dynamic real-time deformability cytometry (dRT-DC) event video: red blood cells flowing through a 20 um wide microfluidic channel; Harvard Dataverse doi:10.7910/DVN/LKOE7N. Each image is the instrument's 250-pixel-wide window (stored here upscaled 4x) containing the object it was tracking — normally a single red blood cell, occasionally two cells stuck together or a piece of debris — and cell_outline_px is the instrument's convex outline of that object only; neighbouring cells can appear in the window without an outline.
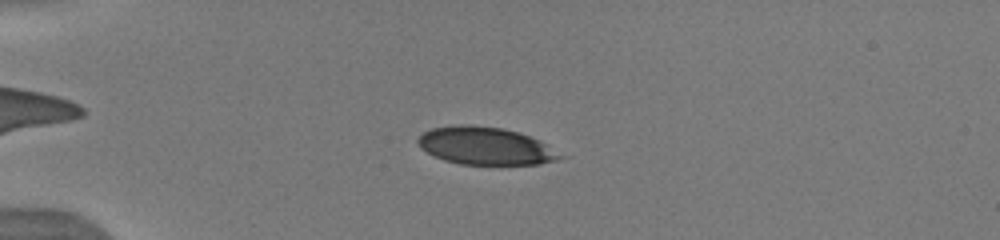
{"species": "human", "species_latin": "Homo sapiens", "temperature_condition": "warm", "stored_images_in_passage": 38, "camera_frame_rate_fps": 3000, "um_per_image_px": 0.085, "donor": {"sex": "male"}, "frame": {"image": 1, "passage_image": 11, "time_ms": 4.667, "image_size_px": [1000, 240], "cell_outline_px": [[564, 156], [556, 160], [540, 164], [460, 164], [444, 160], [420, 148], [416, 140], [424, 132], [432, 128], [460, 124], [464, 124], [500, 128], [520, 132], [540, 140]], "centroid_in_image_um": [41.25, 12.4], "position_along_channel_um": 43.7, "area_um2": 30.92}}
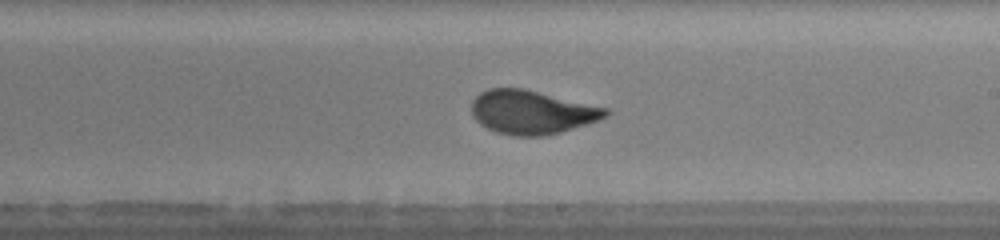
{"frame": {"image": 2, "passage_image": 24, "time_ms": 10.667, "image_size_px": [1000, 240], "cell_outline_px": [[612, 112], [600, 120], [588, 124], [560, 132], [544, 136], [516, 136], [496, 132], [480, 124], [472, 116], [472, 100], [480, 92], [488, 88], [524, 88], [608, 108]], "centroid_in_image_um": [45.21, 9.53], "position_along_channel_um": 243.8, "area_um2": 34.33}}
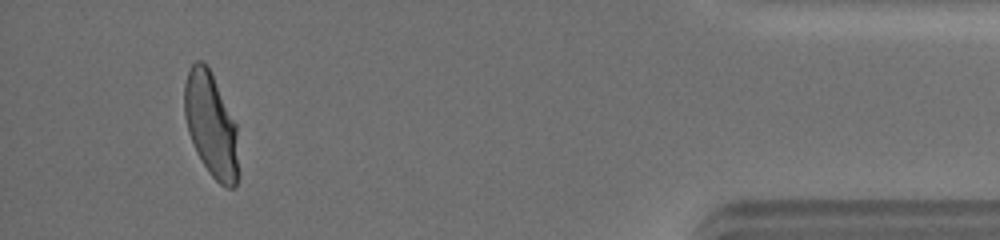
{"frame": {"image": 3, "passage_image": 36, "time_ms": 16.333, "image_size_px": [1000, 240], "cell_outline_px": [[240, 176], [236, 184], [232, 188], [228, 188], [220, 184], [208, 172], [196, 152], [188, 132], [184, 116], [184, 84], [188, 72], [192, 64], [196, 60], [204, 60], [208, 64], [236, 124]], "centroid_in_image_um": [17.95, 10.62], "position_along_channel_um": 417.3, "area_um2": 33.41}, "authors_computed_cell_mechanics": {"area_um2": 32.9749, "velocity_mm_per_s": 3.9863, "shape_relaxation_time_tau1_ms": 3.6653, "shape_relaxation_time_tau2_ms": null, "deformation_change_tau1": 0.1685, "deformation_change_tau2": null}}